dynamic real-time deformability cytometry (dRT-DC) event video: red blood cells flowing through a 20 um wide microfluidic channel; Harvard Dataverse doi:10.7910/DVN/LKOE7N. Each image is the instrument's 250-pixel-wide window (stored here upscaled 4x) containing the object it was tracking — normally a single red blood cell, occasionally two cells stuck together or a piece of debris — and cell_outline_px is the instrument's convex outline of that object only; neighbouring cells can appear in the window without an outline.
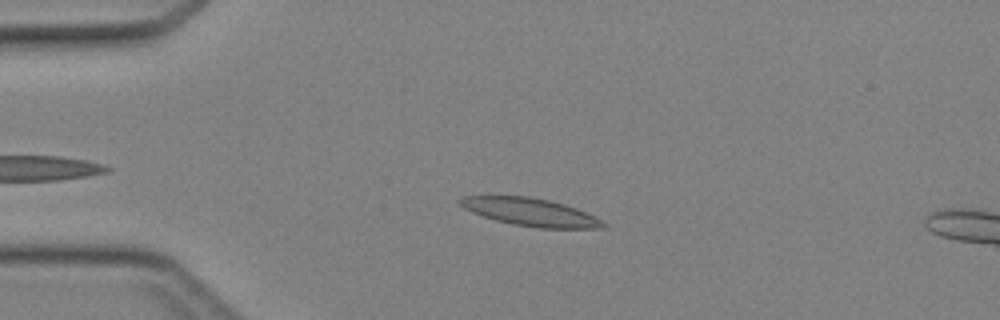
{"species": "Egyptian fruit bat (a non-hibernating species)", "species_latin": "Rousettus aegyptiacus", "temperature_condition": "cold", "stored_images_in_passage": 13, "camera_frame_rate_fps": 3000, "um_per_image_px": 0.085, "animal": {"sex": "female"}, "frame": {"image": 1, "passage_image": 10, "time_ms": 3.0, "image_size_px": [1000, 320], "cell_outline_px": [[608, 228], [540, 228], [512, 224], [496, 220], [472, 212], [464, 208], [456, 200], [460, 196], [528, 196], [548, 200], [564, 204], [576, 208], [604, 220], [608, 224]], "centroid_in_image_um": [45.12, 18.03], "position_along_channel_um": 39.9, "area_um2": 23.24}}